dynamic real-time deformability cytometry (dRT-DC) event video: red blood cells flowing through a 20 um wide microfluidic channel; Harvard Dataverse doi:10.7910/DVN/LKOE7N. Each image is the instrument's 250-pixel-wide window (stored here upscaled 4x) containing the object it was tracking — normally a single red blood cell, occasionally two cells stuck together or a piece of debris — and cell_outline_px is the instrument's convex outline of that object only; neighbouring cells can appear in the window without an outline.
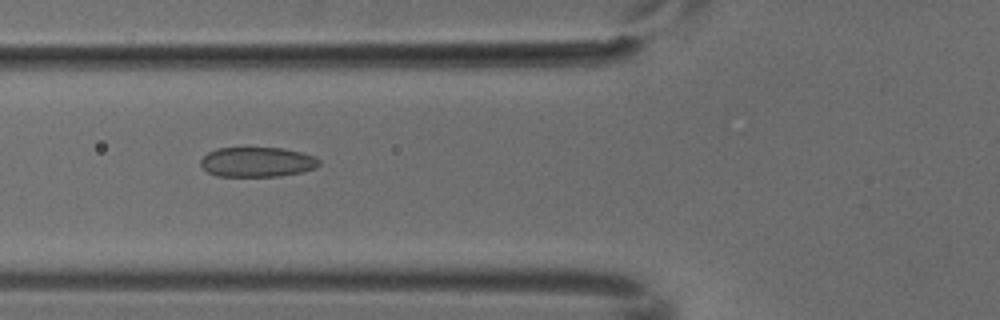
{"species": "common noctule bat (a hibernating species)", "species_latin": "Nyctalus noctula", "temperature_condition": "cold", "stored_images_in_passage": 6, "camera_frame_rate_fps": 3000, "um_per_image_px": 0.085, "animal": {"sex": "male", "body_mass_g": 18.8}, "frame": {"image": 1, "passage_image": 5, "time_ms": 1.333, "image_size_px": [1000, 320], "cell_outline_px": [[320, 164], [316, 168], [300, 172], [280, 176], [216, 176], [208, 172], [200, 164], [200, 160], [208, 152], [216, 148], [284, 148], [300, 152], [312, 156], [320, 160]], "centroid_in_image_um": [21.85, 13.77], "position_along_channel_um": 104.0, "area_um2": 20.52}}
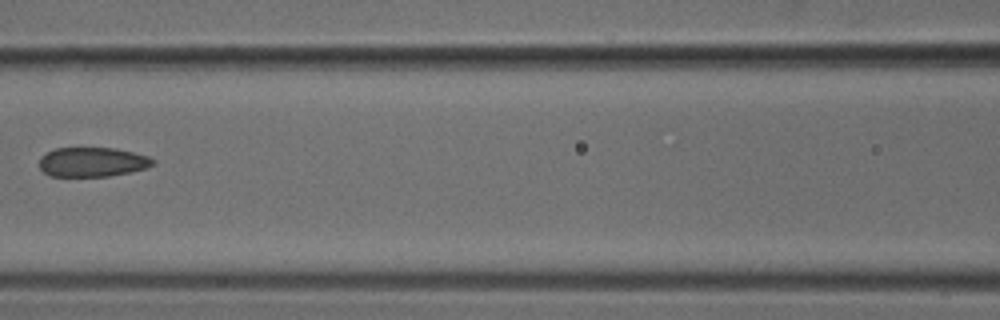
{"frame": {"image": 2, "passage_image": 6, "time_ms": 1.667, "image_size_px": [1000, 320], "cell_outline_px": [[156, 164], [144, 168], [128, 172], [108, 176], [48, 176], [40, 168], [40, 156], [56, 148], [116, 148], [148, 156], [156, 160]], "centroid_in_image_um": [7.85, 13.77], "position_along_channel_um": 158.8, "area_um2": 19.42}}